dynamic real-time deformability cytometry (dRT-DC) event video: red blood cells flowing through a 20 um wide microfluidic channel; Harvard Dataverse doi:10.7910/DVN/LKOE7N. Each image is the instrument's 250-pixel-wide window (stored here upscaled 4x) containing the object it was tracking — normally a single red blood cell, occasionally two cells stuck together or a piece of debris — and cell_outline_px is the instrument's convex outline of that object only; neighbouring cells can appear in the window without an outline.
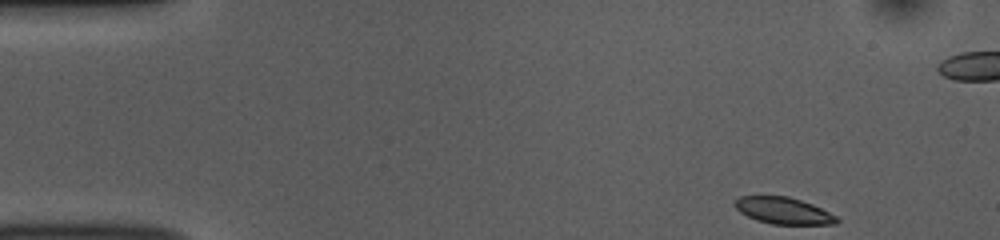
{"species": "common noctule bat (a hibernating species)", "species_latin": "Nyctalus noctula", "temperature_condition": "room temperature", "stored_images_in_passage": 49, "camera_frame_rate_fps": 3000, "um_per_image_px": 0.085, "animal": {"sex": "female", "body_mass_g": 10.0, "forearm_length_mm": 53.1}, "frame": {"image": 1, "passage_image": 1, "time_ms": 0.0, "image_size_px": [1000, 240], "cell_outline_px": [[840, 220], [836, 224], [772, 224], [756, 220], [740, 212], [732, 204], [740, 196], [788, 196], [812, 204], [836, 216]], "centroid_in_image_um": [66.57, 17.91], "position_along_channel_um": 18.4, "area_um2": 15.72}}
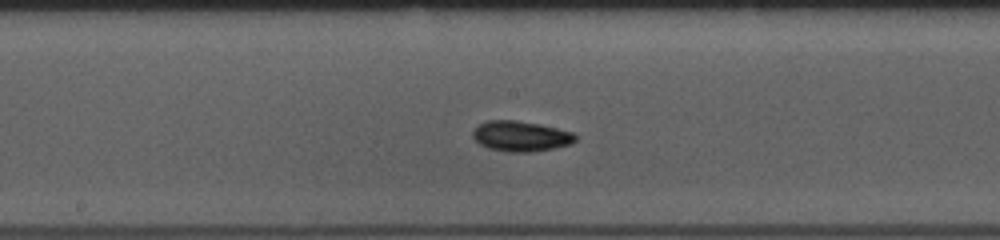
{"frame": {"image": 2, "passage_image": 23, "time_ms": 7.333, "image_size_px": [1000, 240], "cell_outline_px": [[576, 140], [572, 144], [552, 148], [528, 152], [512, 152], [488, 148], [480, 144], [472, 136], [472, 132], [480, 124], [488, 120], [516, 120], [540, 124], [572, 132], [576, 136]], "centroid_in_image_um": [44.27, 11.57], "position_along_channel_um": 203.9, "area_um2": 17.98}}
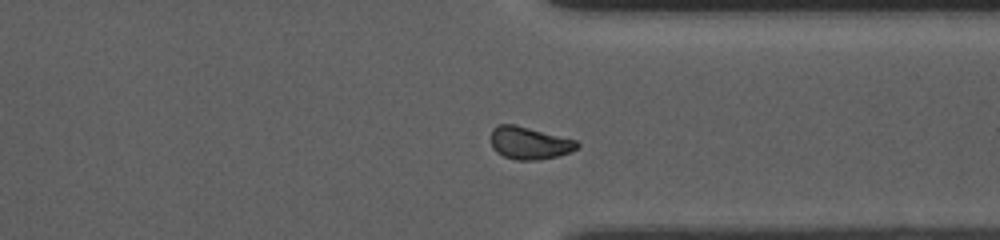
{"frame": {"image": 3, "passage_image": 36, "time_ms": 11.667, "image_size_px": [1000, 240], "cell_outline_px": [[580, 148], [572, 152], [560, 156], [540, 160], [516, 160], [504, 156], [496, 152], [492, 148], [492, 128], [496, 124], [516, 124], [576, 140], [580, 144]], "centroid_in_image_um": [45.03, 12.16], "position_along_channel_um": 366.4, "area_um2": 16.65}, "authors_computed_cell_mechanics": {"area_um2": 16.8198, "velocity_mm_per_s": 3.7647, "shape_relaxation_time_tau1_ms": 3.3643, "shape_relaxation_time_tau2_ms": 2.5713, "deformation_change_tau1": 0.0838, "deformation_change_tau2": 0.0559}}